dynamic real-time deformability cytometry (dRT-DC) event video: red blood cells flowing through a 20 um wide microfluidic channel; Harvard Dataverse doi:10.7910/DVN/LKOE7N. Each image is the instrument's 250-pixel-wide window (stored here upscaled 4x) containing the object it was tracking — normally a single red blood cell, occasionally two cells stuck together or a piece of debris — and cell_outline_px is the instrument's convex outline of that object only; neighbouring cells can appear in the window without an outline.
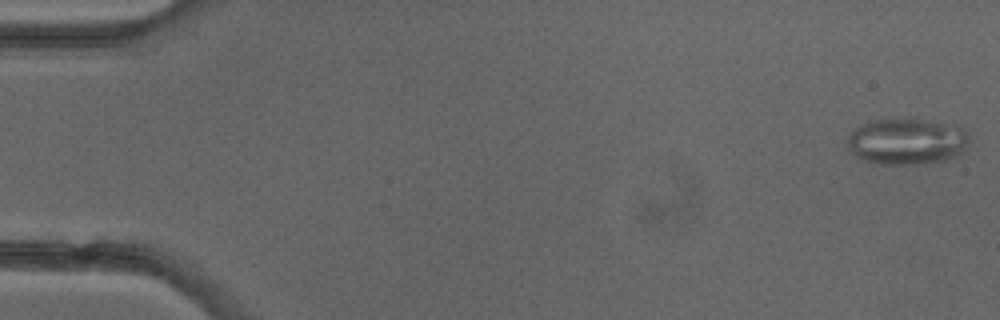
{"species": "common noctule bat (a hibernating species)", "species_latin": "Nyctalus noctula", "temperature_condition": "cold", "stored_images_in_passage": 4, "camera_frame_rate_fps": 3000, "um_per_image_px": 0.085, "animal": {"sex": "female"}, "frame": {"image": 1, "passage_image": 1, "time_ms": 0.0, "image_size_px": [1000, 320], "cell_outline_px": [[968, 144], [964, 152], [956, 156], [944, 160], [916, 164], [880, 164], [864, 160], [856, 156], [848, 148], [848, 136], [856, 128], [872, 120], [908, 116], [916, 116], [960, 124], [968, 128]], "centroid_in_image_um": [77.18, 11.95], "position_along_channel_um": 7.8, "area_um2": 34.16}}